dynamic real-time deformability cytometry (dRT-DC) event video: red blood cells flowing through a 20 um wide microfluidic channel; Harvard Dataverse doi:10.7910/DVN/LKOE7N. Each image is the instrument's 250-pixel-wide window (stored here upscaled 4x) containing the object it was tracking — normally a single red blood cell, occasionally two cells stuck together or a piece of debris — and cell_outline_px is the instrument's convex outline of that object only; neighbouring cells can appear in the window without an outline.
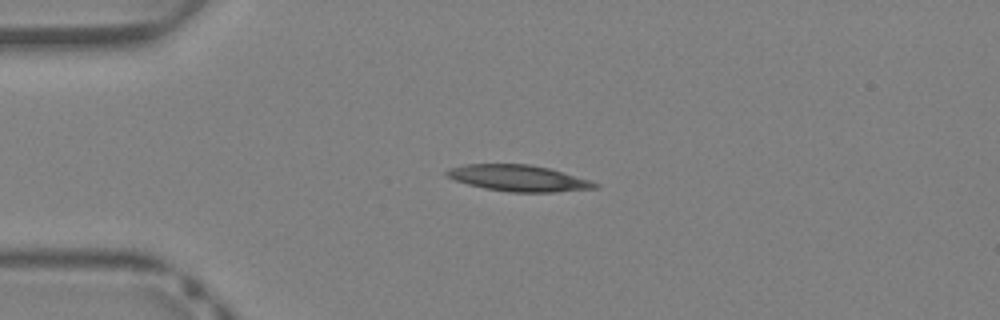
{"species": "Egyptian fruit bat (a non-hibernating species)", "species_latin": "Rousettus aegyptiacus", "temperature_condition": "warm", "stored_images_in_passage": 32, "camera_frame_rate_fps": 3000, "um_per_image_px": 0.085, "animal": {"sex": "female"}, "frame": {"image": 1, "passage_image": 1, "time_ms": 0.0, "image_size_px": [1000, 320], "cell_outline_px": [[600, 184], [596, 188], [556, 192], [508, 192], [484, 188], [468, 184], [456, 180], [448, 176], [444, 172], [448, 168], [464, 164], [528, 164], [548, 168], [588, 180]], "centroid_in_image_um": [44.03, 15.14], "position_along_channel_um": 41.0, "area_um2": 22.43}}
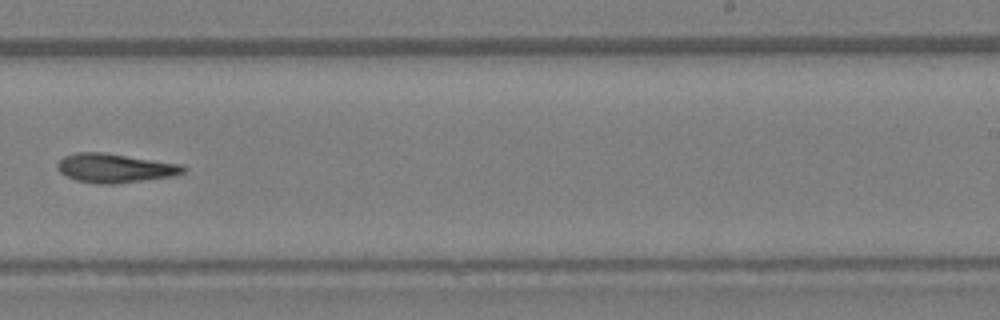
{"frame": {"image": 2, "passage_image": 17, "time_ms": 5.333, "image_size_px": [1000, 320], "cell_outline_px": [[188, 168], [184, 172], [172, 176], [112, 184], [100, 184], [76, 180], [60, 172], [56, 168], [56, 164], [64, 156], [76, 152], [104, 152], [184, 164]], "centroid_in_image_um": [9.79, 14.27], "position_along_channel_um": 279.2, "area_um2": 21.33}}
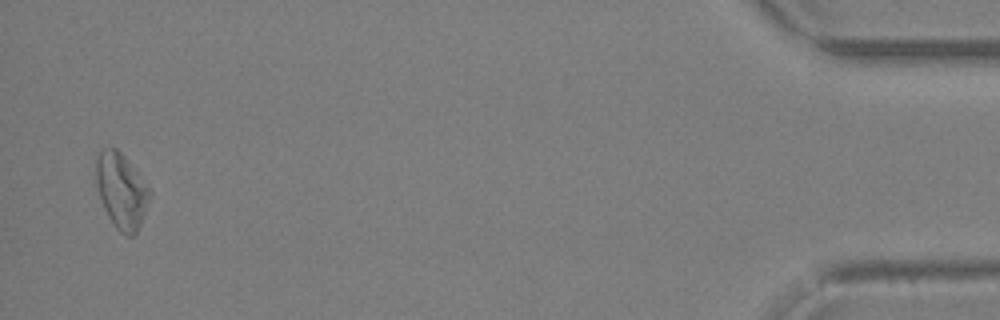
{"frame": {"image": 3, "passage_image": 31, "time_ms": 10.0, "image_size_px": [1000, 320], "cell_outline_px": [[152, 196], [140, 224], [136, 232], [132, 236], [124, 236], [116, 228], [104, 208], [100, 196], [96, 180], [96, 160], [100, 152], [104, 148], [116, 148], [124, 156], [152, 192]], "centroid_in_image_um": [10.33, 16.24], "position_along_channel_um": 424.9, "area_um2": 23.12}}